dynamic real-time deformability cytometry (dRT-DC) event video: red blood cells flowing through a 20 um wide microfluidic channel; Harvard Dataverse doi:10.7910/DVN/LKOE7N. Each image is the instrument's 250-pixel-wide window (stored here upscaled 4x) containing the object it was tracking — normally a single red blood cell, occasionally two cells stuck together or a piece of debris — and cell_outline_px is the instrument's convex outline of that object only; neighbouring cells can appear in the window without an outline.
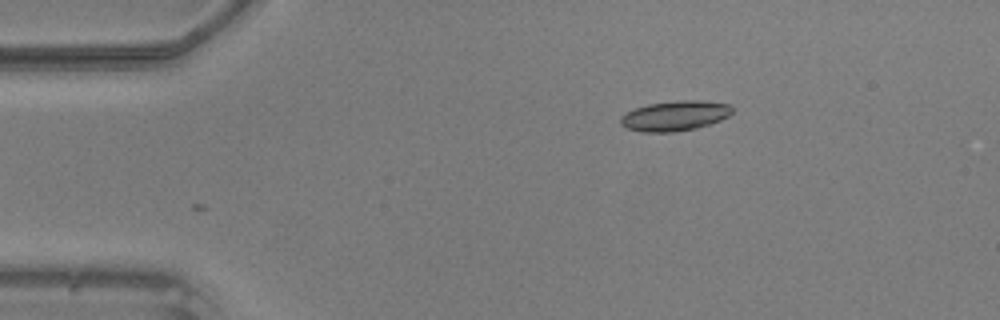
{"species": "common noctule bat (a hibernating species)", "species_latin": "Nyctalus noctula", "temperature_condition": "warm", "stored_images_in_passage": 34, "camera_frame_rate_fps": 3000, "um_per_image_px": 0.085, "animal": {"sex": "male", "body_mass_g": 20.5, "forearm_length_mm": 52.5}, "frame": {"image": 1, "passage_image": 1, "time_ms": 0.0, "image_size_px": [1000, 320], "cell_outline_px": [[732, 112], [728, 116], [720, 120], [696, 128], [672, 132], [640, 132], [628, 128], [620, 124], [620, 116], [636, 108], [648, 104], [680, 100], [700, 100], [728, 104], [732, 108]], "centroid_in_image_um": [57.35, 9.84], "position_along_channel_um": 27.7, "area_um2": 19.36}}
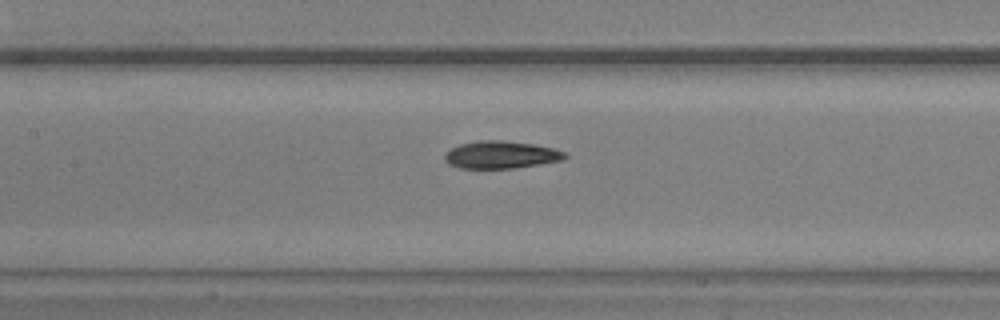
{"frame": {"image": 2, "passage_image": 15, "time_ms": 4.667, "image_size_px": [1000, 320], "cell_outline_px": [[568, 156], [564, 160], [516, 168], [460, 168], [448, 164], [444, 160], [444, 156], [452, 148], [460, 144], [480, 140], [504, 140], [532, 144], [552, 148], [564, 152]], "centroid_in_image_um": [42.59, 13.16], "position_along_channel_um": 164.8, "area_um2": 19.19}}
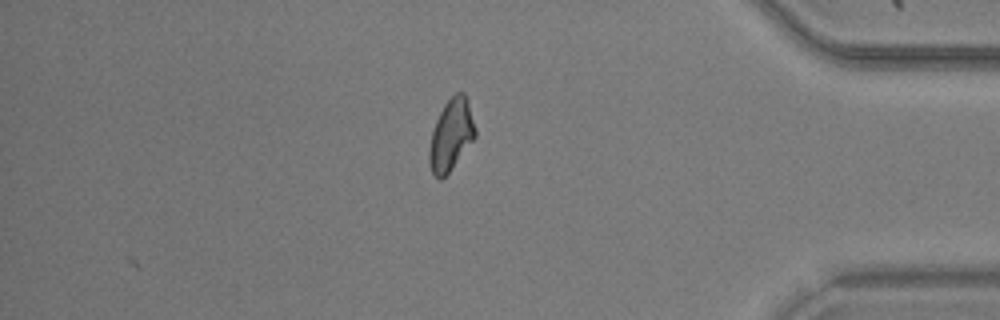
{"frame": {"image": 3, "passage_image": 34, "time_ms": 11.0, "image_size_px": [1000, 320], "cell_outline_px": [[476, 136], [448, 172], [440, 180], [432, 172], [428, 164], [428, 148], [432, 132], [436, 120], [444, 104], [456, 92], [464, 92], [468, 100], [476, 128]], "centroid_in_image_um": [38.33, 11.44], "position_along_channel_um": 396.9, "area_um2": 19.02}}